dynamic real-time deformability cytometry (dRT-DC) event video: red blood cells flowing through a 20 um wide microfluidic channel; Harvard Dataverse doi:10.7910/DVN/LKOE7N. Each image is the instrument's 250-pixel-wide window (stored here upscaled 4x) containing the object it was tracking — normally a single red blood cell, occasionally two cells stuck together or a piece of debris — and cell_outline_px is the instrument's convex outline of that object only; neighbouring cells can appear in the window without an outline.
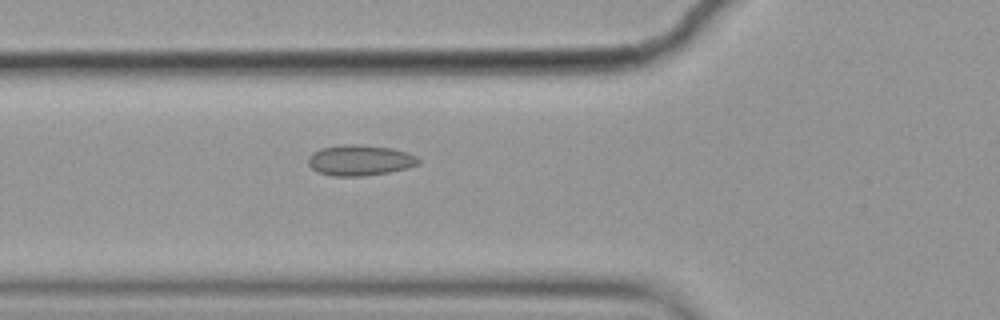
{"species": "common noctule bat (a hibernating species)", "species_latin": "Nyctalus noctula", "temperature_condition": "cold", "stored_images_in_passage": 6, "camera_frame_rate_fps": 3000, "um_per_image_px": 0.085, "animal": {"sex": "female", "body_mass_g": 19.9}, "frame": {"image": 1, "passage_image": 6, "time_ms": 1.667, "image_size_px": [1000, 320], "cell_outline_px": [[420, 164], [408, 168], [388, 172], [364, 176], [332, 176], [316, 172], [308, 164], [308, 156], [312, 152], [320, 148], [344, 144], [360, 144], [392, 148], [416, 156], [420, 160]], "centroid_in_image_um": [30.56, 13.62], "position_along_channel_um": 95.2, "area_um2": 19.88}}